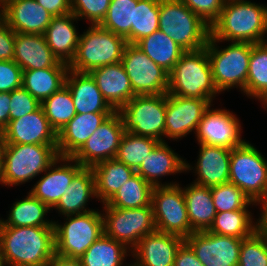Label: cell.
Masks as SVG:
<instances>
[{"label": "cell", "mask_w": 267, "mask_h": 266, "mask_svg": "<svg viewBox=\"0 0 267 266\" xmlns=\"http://www.w3.org/2000/svg\"><path fill=\"white\" fill-rule=\"evenodd\" d=\"M0 250L7 266H48L55 256L54 227L0 226Z\"/></svg>", "instance_id": "obj_1"}, {"label": "cell", "mask_w": 267, "mask_h": 266, "mask_svg": "<svg viewBox=\"0 0 267 266\" xmlns=\"http://www.w3.org/2000/svg\"><path fill=\"white\" fill-rule=\"evenodd\" d=\"M267 6L247 0H226L220 17L211 25L218 42L267 41ZM266 38V39H265Z\"/></svg>", "instance_id": "obj_2"}, {"label": "cell", "mask_w": 267, "mask_h": 266, "mask_svg": "<svg viewBox=\"0 0 267 266\" xmlns=\"http://www.w3.org/2000/svg\"><path fill=\"white\" fill-rule=\"evenodd\" d=\"M169 94L209 99L220 94L215 86L206 47L185 51L168 75Z\"/></svg>", "instance_id": "obj_3"}, {"label": "cell", "mask_w": 267, "mask_h": 266, "mask_svg": "<svg viewBox=\"0 0 267 266\" xmlns=\"http://www.w3.org/2000/svg\"><path fill=\"white\" fill-rule=\"evenodd\" d=\"M159 30L185 51L207 45L211 26L180 0H160Z\"/></svg>", "instance_id": "obj_4"}, {"label": "cell", "mask_w": 267, "mask_h": 266, "mask_svg": "<svg viewBox=\"0 0 267 266\" xmlns=\"http://www.w3.org/2000/svg\"><path fill=\"white\" fill-rule=\"evenodd\" d=\"M58 156L57 145L3 144V186H19L32 181Z\"/></svg>", "instance_id": "obj_5"}, {"label": "cell", "mask_w": 267, "mask_h": 266, "mask_svg": "<svg viewBox=\"0 0 267 266\" xmlns=\"http://www.w3.org/2000/svg\"><path fill=\"white\" fill-rule=\"evenodd\" d=\"M126 45L125 38L99 25H90L80 35L75 55L68 67L72 71L90 72L101 66L121 62Z\"/></svg>", "instance_id": "obj_6"}, {"label": "cell", "mask_w": 267, "mask_h": 266, "mask_svg": "<svg viewBox=\"0 0 267 266\" xmlns=\"http://www.w3.org/2000/svg\"><path fill=\"white\" fill-rule=\"evenodd\" d=\"M217 43L218 40L210 36L205 46L216 88L220 93L235 87L243 92L247 82L252 43L230 42L223 49Z\"/></svg>", "instance_id": "obj_7"}, {"label": "cell", "mask_w": 267, "mask_h": 266, "mask_svg": "<svg viewBox=\"0 0 267 266\" xmlns=\"http://www.w3.org/2000/svg\"><path fill=\"white\" fill-rule=\"evenodd\" d=\"M65 223L54 221L55 254L79 259L104 234L101 211L65 216Z\"/></svg>", "instance_id": "obj_8"}, {"label": "cell", "mask_w": 267, "mask_h": 266, "mask_svg": "<svg viewBox=\"0 0 267 266\" xmlns=\"http://www.w3.org/2000/svg\"><path fill=\"white\" fill-rule=\"evenodd\" d=\"M116 112L124 132L165 142L166 94L135 95Z\"/></svg>", "instance_id": "obj_9"}, {"label": "cell", "mask_w": 267, "mask_h": 266, "mask_svg": "<svg viewBox=\"0 0 267 266\" xmlns=\"http://www.w3.org/2000/svg\"><path fill=\"white\" fill-rule=\"evenodd\" d=\"M229 182L256 204L267 191V160L249 141L231 149Z\"/></svg>", "instance_id": "obj_10"}, {"label": "cell", "mask_w": 267, "mask_h": 266, "mask_svg": "<svg viewBox=\"0 0 267 266\" xmlns=\"http://www.w3.org/2000/svg\"><path fill=\"white\" fill-rule=\"evenodd\" d=\"M104 234L123 243L131 251L139 241L156 231L152 205L122 209L102 205Z\"/></svg>", "instance_id": "obj_11"}, {"label": "cell", "mask_w": 267, "mask_h": 266, "mask_svg": "<svg viewBox=\"0 0 267 266\" xmlns=\"http://www.w3.org/2000/svg\"><path fill=\"white\" fill-rule=\"evenodd\" d=\"M151 205L156 231L187 238L194 231L190 227L183 188L180 184L154 186Z\"/></svg>", "instance_id": "obj_12"}, {"label": "cell", "mask_w": 267, "mask_h": 266, "mask_svg": "<svg viewBox=\"0 0 267 266\" xmlns=\"http://www.w3.org/2000/svg\"><path fill=\"white\" fill-rule=\"evenodd\" d=\"M121 63L135 95H158L168 92V75L136 44L127 43Z\"/></svg>", "instance_id": "obj_13"}, {"label": "cell", "mask_w": 267, "mask_h": 266, "mask_svg": "<svg viewBox=\"0 0 267 266\" xmlns=\"http://www.w3.org/2000/svg\"><path fill=\"white\" fill-rule=\"evenodd\" d=\"M242 238L207 231L193 232L185 242L204 266H238Z\"/></svg>", "instance_id": "obj_14"}, {"label": "cell", "mask_w": 267, "mask_h": 266, "mask_svg": "<svg viewBox=\"0 0 267 266\" xmlns=\"http://www.w3.org/2000/svg\"><path fill=\"white\" fill-rule=\"evenodd\" d=\"M124 128L121 117L114 112L87 139L73 158L83 167L92 168L102 161L116 158Z\"/></svg>", "instance_id": "obj_15"}, {"label": "cell", "mask_w": 267, "mask_h": 266, "mask_svg": "<svg viewBox=\"0 0 267 266\" xmlns=\"http://www.w3.org/2000/svg\"><path fill=\"white\" fill-rule=\"evenodd\" d=\"M209 99L184 98L166 93L165 138L178 140L196 133L199 122L209 109Z\"/></svg>", "instance_id": "obj_16"}, {"label": "cell", "mask_w": 267, "mask_h": 266, "mask_svg": "<svg viewBox=\"0 0 267 266\" xmlns=\"http://www.w3.org/2000/svg\"><path fill=\"white\" fill-rule=\"evenodd\" d=\"M209 109L204 113L196 130L198 143L233 149L245 140L241 137L240 120L226 109Z\"/></svg>", "instance_id": "obj_17"}, {"label": "cell", "mask_w": 267, "mask_h": 266, "mask_svg": "<svg viewBox=\"0 0 267 266\" xmlns=\"http://www.w3.org/2000/svg\"><path fill=\"white\" fill-rule=\"evenodd\" d=\"M3 144L57 145V133L40 106L32 113L9 121L0 133Z\"/></svg>", "instance_id": "obj_18"}, {"label": "cell", "mask_w": 267, "mask_h": 266, "mask_svg": "<svg viewBox=\"0 0 267 266\" xmlns=\"http://www.w3.org/2000/svg\"><path fill=\"white\" fill-rule=\"evenodd\" d=\"M82 168L73 157L58 156L29 192L53 210Z\"/></svg>", "instance_id": "obj_19"}, {"label": "cell", "mask_w": 267, "mask_h": 266, "mask_svg": "<svg viewBox=\"0 0 267 266\" xmlns=\"http://www.w3.org/2000/svg\"><path fill=\"white\" fill-rule=\"evenodd\" d=\"M2 18L15 33L44 35L53 16L35 0H2Z\"/></svg>", "instance_id": "obj_20"}, {"label": "cell", "mask_w": 267, "mask_h": 266, "mask_svg": "<svg viewBox=\"0 0 267 266\" xmlns=\"http://www.w3.org/2000/svg\"><path fill=\"white\" fill-rule=\"evenodd\" d=\"M185 241L181 236L155 231L144 236L131 251L135 266H174L175 255Z\"/></svg>", "instance_id": "obj_21"}, {"label": "cell", "mask_w": 267, "mask_h": 266, "mask_svg": "<svg viewBox=\"0 0 267 266\" xmlns=\"http://www.w3.org/2000/svg\"><path fill=\"white\" fill-rule=\"evenodd\" d=\"M198 144L200 148L195 168L186 161V172L193 170L197 174L193 183L213 187L229 182L231 149Z\"/></svg>", "instance_id": "obj_22"}, {"label": "cell", "mask_w": 267, "mask_h": 266, "mask_svg": "<svg viewBox=\"0 0 267 266\" xmlns=\"http://www.w3.org/2000/svg\"><path fill=\"white\" fill-rule=\"evenodd\" d=\"M114 112L77 113L57 134L59 156L73 157Z\"/></svg>", "instance_id": "obj_23"}, {"label": "cell", "mask_w": 267, "mask_h": 266, "mask_svg": "<svg viewBox=\"0 0 267 266\" xmlns=\"http://www.w3.org/2000/svg\"><path fill=\"white\" fill-rule=\"evenodd\" d=\"M13 60L22 70L68 67L54 56L41 34L16 33Z\"/></svg>", "instance_id": "obj_24"}, {"label": "cell", "mask_w": 267, "mask_h": 266, "mask_svg": "<svg viewBox=\"0 0 267 266\" xmlns=\"http://www.w3.org/2000/svg\"><path fill=\"white\" fill-rule=\"evenodd\" d=\"M186 159L177 154L167 143L160 142L141 163L135 173L154 186H172L179 183L160 181L162 176L185 172Z\"/></svg>", "instance_id": "obj_25"}, {"label": "cell", "mask_w": 267, "mask_h": 266, "mask_svg": "<svg viewBox=\"0 0 267 266\" xmlns=\"http://www.w3.org/2000/svg\"><path fill=\"white\" fill-rule=\"evenodd\" d=\"M109 105L117 111L135 94L121 62L95 68L89 72Z\"/></svg>", "instance_id": "obj_26"}, {"label": "cell", "mask_w": 267, "mask_h": 266, "mask_svg": "<svg viewBox=\"0 0 267 266\" xmlns=\"http://www.w3.org/2000/svg\"><path fill=\"white\" fill-rule=\"evenodd\" d=\"M76 113L116 112L105 100L89 72L68 70L65 79Z\"/></svg>", "instance_id": "obj_27"}, {"label": "cell", "mask_w": 267, "mask_h": 266, "mask_svg": "<svg viewBox=\"0 0 267 266\" xmlns=\"http://www.w3.org/2000/svg\"><path fill=\"white\" fill-rule=\"evenodd\" d=\"M79 19L71 12L63 16H55L48 25L44 36L47 45L59 62L69 65L75 55L80 34L74 22Z\"/></svg>", "instance_id": "obj_28"}, {"label": "cell", "mask_w": 267, "mask_h": 266, "mask_svg": "<svg viewBox=\"0 0 267 266\" xmlns=\"http://www.w3.org/2000/svg\"><path fill=\"white\" fill-rule=\"evenodd\" d=\"M93 197L96 198L94 173L92 168L83 167L53 209L64 216L87 213L94 210L86 207Z\"/></svg>", "instance_id": "obj_29"}, {"label": "cell", "mask_w": 267, "mask_h": 266, "mask_svg": "<svg viewBox=\"0 0 267 266\" xmlns=\"http://www.w3.org/2000/svg\"><path fill=\"white\" fill-rule=\"evenodd\" d=\"M183 194L191 229L194 232L209 230L217 213L210 187L192 182L183 188Z\"/></svg>", "instance_id": "obj_30"}, {"label": "cell", "mask_w": 267, "mask_h": 266, "mask_svg": "<svg viewBox=\"0 0 267 266\" xmlns=\"http://www.w3.org/2000/svg\"><path fill=\"white\" fill-rule=\"evenodd\" d=\"M95 178V195L107 203L134 174L135 171L116 158L102 161L92 167Z\"/></svg>", "instance_id": "obj_31"}, {"label": "cell", "mask_w": 267, "mask_h": 266, "mask_svg": "<svg viewBox=\"0 0 267 266\" xmlns=\"http://www.w3.org/2000/svg\"><path fill=\"white\" fill-rule=\"evenodd\" d=\"M23 200H17L9 210L7 219L0 218V226L9 227H54V221L47 220L46 214L50 208L30 192Z\"/></svg>", "instance_id": "obj_32"}, {"label": "cell", "mask_w": 267, "mask_h": 266, "mask_svg": "<svg viewBox=\"0 0 267 266\" xmlns=\"http://www.w3.org/2000/svg\"><path fill=\"white\" fill-rule=\"evenodd\" d=\"M69 67L23 70L22 87L42 103L65 85Z\"/></svg>", "instance_id": "obj_33"}, {"label": "cell", "mask_w": 267, "mask_h": 266, "mask_svg": "<svg viewBox=\"0 0 267 266\" xmlns=\"http://www.w3.org/2000/svg\"><path fill=\"white\" fill-rule=\"evenodd\" d=\"M136 45L168 73L185 52L175 41L160 30L139 40Z\"/></svg>", "instance_id": "obj_34"}, {"label": "cell", "mask_w": 267, "mask_h": 266, "mask_svg": "<svg viewBox=\"0 0 267 266\" xmlns=\"http://www.w3.org/2000/svg\"><path fill=\"white\" fill-rule=\"evenodd\" d=\"M131 253L123 243L103 234L79 258L83 266H123Z\"/></svg>", "instance_id": "obj_35"}, {"label": "cell", "mask_w": 267, "mask_h": 266, "mask_svg": "<svg viewBox=\"0 0 267 266\" xmlns=\"http://www.w3.org/2000/svg\"><path fill=\"white\" fill-rule=\"evenodd\" d=\"M243 94L259 101L267 95V41L252 43L247 82Z\"/></svg>", "instance_id": "obj_36"}, {"label": "cell", "mask_w": 267, "mask_h": 266, "mask_svg": "<svg viewBox=\"0 0 267 266\" xmlns=\"http://www.w3.org/2000/svg\"><path fill=\"white\" fill-rule=\"evenodd\" d=\"M249 211L248 209H240L218 212L208 231L219 235L247 238L258 229V224L253 221L254 218Z\"/></svg>", "instance_id": "obj_37"}, {"label": "cell", "mask_w": 267, "mask_h": 266, "mask_svg": "<svg viewBox=\"0 0 267 266\" xmlns=\"http://www.w3.org/2000/svg\"><path fill=\"white\" fill-rule=\"evenodd\" d=\"M152 190L153 186L135 173L106 204L122 209L150 206Z\"/></svg>", "instance_id": "obj_38"}, {"label": "cell", "mask_w": 267, "mask_h": 266, "mask_svg": "<svg viewBox=\"0 0 267 266\" xmlns=\"http://www.w3.org/2000/svg\"><path fill=\"white\" fill-rule=\"evenodd\" d=\"M137 2L138 0H111L106 16L99 26L131 43V26L134 25Z\"/></svg>", "instance_id": "obj_39"}, {"label": "cell", "mask_w": 267, "mask_h": 266, "mask_svg": "<svg viewBox=\"0 0 267 266\" xmlns=\"http://www.w3.org/2000/svg\"><path fill=\"white\" fill-rule=\"evenodd\" d=\"M159 143V140L152 137L124 132L116 159L136 171Z\"/></svg>", "instance_id": "obj_40"}, {"label": "cell", "mask_w": 267, "mask_h": 266, "mask_svg": "<svg viewBox=\"0 0 267 266\" xmlns=\"http://www.w3.org/2000/svg\"><path fill=\"white\" fill-rule=\"evenodd\" d=\"M41 106L50 126L57 134L77 114L72 95L66 85L46 98Z\"/></svg>", "instance_id": "obj_41"}, {"label": "cell", "mask_w": 267, "mask_h": 266, "mask_svg": "<svg viewBox=\"0 0 267 266\" xmlns=\"http://www.w3.org/2000/svg\"><path fill=\"white\" fill-rule=\"evenodd\" d=\"M159 9L160 0H138L131 26V44L159 30Z\"/></svg>", "instance_id": "obj_42"}, {"label": "cell", "mask_w": 267, "mask_h": 266, "mask_svg": "<svg viewBox=\"0 0 267 266\" xmlns=\"http://www.w3.org/2000/svg\"><path fill=\"white\" fill-rule=\"evenodd\" d=\"M214 206L218 212H229L240 209H248L249 206H257L236 185L227 182L210 187Z\"/></svg>", "instance_id": "obj_43"}, {"label": "cell", "mask_w": 267, "mask_h": 266, "mask_svg": "<svg viewBox=\"0 0 267 266\" xmlns=\"http://www.w3.org/2000/svg\"><path fill=\"white\" fill-rule=\"evenodd\" d=\"M238 266H267V240L259 229L242 240Z\"/></svg>", "instance_id": "obj_44"}, {"label": "cell", "mask_w": 267, "mask_h": 266, "mask_svg": "<svg viewBox=\"0 0 267 266\" xmlns=\"http://www.w3.org/2000/svg\"><path fill=\"white\" fill-rule=\"evenodd\" d=\"M111 0H71L72 13L89 25H99L106 16Z\"/></svg>", "instance_id": "obj_45"}, {"label": "cell", "mask_w": 267, "mask_h": 266, "mask_svg": "<svg viewBox=\"0 0 267 266\" xmlns=\"http://www.w3.org/2000/svg\"><path fill=\"white\" fill-rule=\"evenodd\" d=\"M10 98V121L32 113L41 106V103L24 87L11 91Z\"/></svg>", "instance_id": "obj_46"}, {"label": "cell", "mask_w": 267, "mask_h": 266, "mask_svg": "<svg viewBox=\"0 0 267 266\" xmlns=\"http://www.w3.org/2000/svg\"><path fill=\"white\" fill-rule=\"evenodd\" d=\"M210 26L220 17L226 0H180Z\"/></svg>", "instance_id": "obj_47"}, {"label": "cell", "mask_w": 267, "mask_h": 266, "mask_svg": "<svg viewBox=\"0 0 267 266\" xmlns=\"http://www.w3.org/2000/svg\"><path fill=\"white\" fill-rule=\"evenodd\" d=\"M22 68L14 60L0 61V92L22 87Z\"/></svg>", "instance_id": "obj_48"}, {"label": "cell", "mask_w": 267, "mask_h": 266, "mask_svg": "<svg viewBox=\"0 0 267 266\" xmlns=\"http://www.w3.org/2000/svg\"><path fill=\"white\" fill-rule=\"evenodd\" d=\"M15 34L2 18L0 20V61L14 59Z\"/></svg>", "instance_id": "obj_49"}, {"label": "cell", "mask_w": 267, "mask_h": 266, "mask_svg": "<svg viewBox=\"0 0 267 266\" xmlns=\"http://www.w3.org/2000/svg\"><path fill=\"white\" fill-rule=\"evenodd\" d=\"M174 266H204L191 247L184 241L178 248Z\"/></svg>", "instance_id": "obj_50"}, {"label": "cell", "mask_w": 267, "mask_h": 266, "mask_svg": "<svg viewBox=\"0 0 267 266\" xmlns=\"http://www.w3.org/2000/svg\"><path fill=\"white\" fill-rule=\"evenodd\" d=\"M46 9L53 17L70 14L71 0H35Z\"/></svg>", "instance_id": "obj_51"}, {"label": "cell", "mask_w": 267, "mask_h": 266, "mask_svg": "<svg viewBox=\"0 0 267 266\" xmlns=\"http://www.w3.org/2000/svg\"><path fill=\"white\" fill-rule=\"evenodd\" d=\"M10 92H0V133L10 121Z\"/></svg>", "instance_id": "obj_52"}, {"label": "cell", "mask_w": 267, "mask_h": 266, "mask_svg": "<svg viewBox=\"0 0 267 266\" xmlns=\"http://www.w3.org/2000/svg\"><path fill=\"white\" fill-rule=\"evenodd\" d=\"M48 266H83L79 259H70L57 254L50 261Z\"/></svg>", "instance_id": "obj_53"}, {"label": "cell", "mask_w": 267, "mask_h": 266, "mask_svg": "<svg viewBox=\"0 0 267 266\" xmlns=\"http://www.w3.org/2000/svg\"><path fill=\"white\" fill-rule=\"evenodd\" d=\"M260 206V216L257 219L258 227H267V191L263 198L257 203Z\"/></svg>", "instance_id": "obj_54"}, {"label": "cell", "mask_w": 267, "mask_h": 266, "mask_svg": "<svg viewBox=\"0 0 267 266\" xmlns=\"http://www.w3.org/2000/svg\"><path fill=\"white\" fill-rule=\"evenodd\" d=\"M3 142L0 138V184L3 185Z\"/></svg>", "instance_id": "obj_55"}, {"label": "cell", "mask_w": 267, "mask_h": 266, "mask_svg": "<svg viewBox=\"0 0 267 266\" xmlns=\"http://www.w3.org/2000/svg\"><path fill=\"white\" fill-rule=\"evenodd\" d=\"M258 229L262 232V234L267 240V227H258Z\"/></svg>", "instance_id": "obj_56"}, {"label": "cell", "mask_w": 267, "mask_h": 266, "mask_svg": "<svg viewBox=\"0 0 267 266\" xmlns=\"http://www.w3.org/2000/svg\"><path fill=\"white\" fill-rule=\"evenodd\" d=\"M0 266H7L5 258L2 256L1 250H0Z\"/></svg>", "instance_id": "obj_57"}, {"label": "cell", "mask_w": 267, "mask_h": 266, "mask_svg": "<svg viewBox=\"0 0 267 266\" xmlns=\"http://www.w3.org/2000/svg\"><path fill=\"white\" fill-rule=\"evenodd\" d=\"M260 102H262L261 105L264 106L263 108L266 109L267 108V95Z\"/></svg>", "instance_id": "obj_58"}, {"label": "cell", "mask_w": 267, "mask_h": 266, "mask_svg": "<svg viewBox=\"0 0 267 266\" xmlns=\"http://www.w3.org/2000/svg\"><path fill=\"white\" fill-rule=\"evenodd\" d=\"M2 19V0H0V20Z\"/></svg>", "instance_id": "obj_59"}, {"label": "cell", "mask_w": 267, "mask_h": 266, "mask_svg": "<svg viewBox=\"0 0 267 266\" xmlns=\"http://www.w3.org/2000/svg\"><path fill=\"white\" fill-rule=\"evenodd\" d=\"M126 266H135L133 263H131V264H127Z\"/></svg>", "instance_id": "obj_60"}]
</instances>
